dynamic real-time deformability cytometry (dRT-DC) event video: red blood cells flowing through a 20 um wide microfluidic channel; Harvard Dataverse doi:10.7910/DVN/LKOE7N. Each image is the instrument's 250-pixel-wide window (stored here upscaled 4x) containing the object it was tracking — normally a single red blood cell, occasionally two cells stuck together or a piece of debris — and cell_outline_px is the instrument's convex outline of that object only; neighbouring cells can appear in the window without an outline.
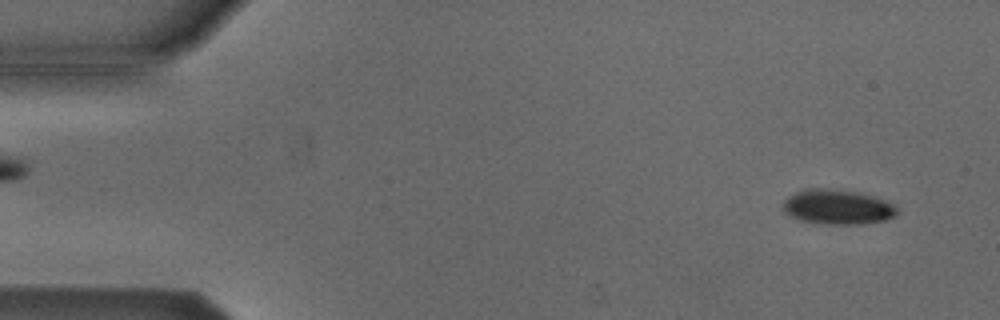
{"species": "Egyptian fruit bat (a non-hibernating species)", "species_latin": "Rousettus aegyptiacus", "temperature_condition": "cold", "stored_images_in_passage": 15, "camera_frame_rate_fps": 3000, "um_per_image_px": 0.085, "animal": {"sex": "male"}, "frame": {"image": 1, "passage_image": 3, "time_ms": 0.667, "image_size_px": [1000, 320], "cell_outline_px": [[900, 212], [896, 216], [884, 220], [864, 224], [820, 224], [800, 220], [784, 212], [784, 200], [788, 196], [796, 192], [808, 188], [832, 188], [856, 192], [872, 196], [884, 200], [892, 204]], "centroid_in_image_um": [71.19, 17.6], "position_along_channel_um": 13.8, "area_um2": 23.18}}
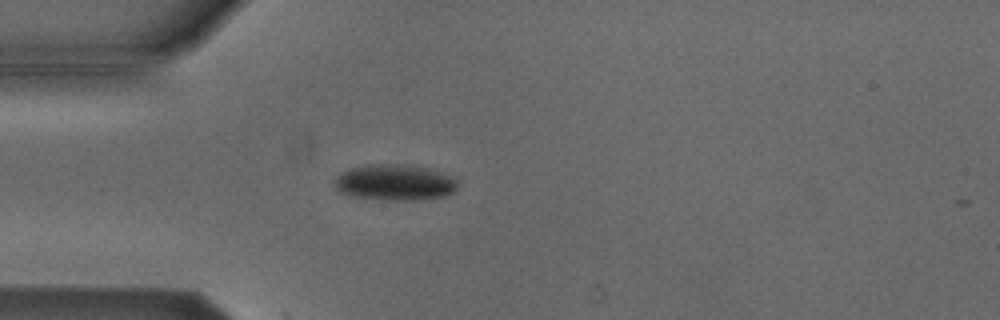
{"frame": {"image": 2, "passage_image": 14, "time_ms": 4.333, "image_size_px": [1000, 320], "cell_outline_px": [[460, 184], [456, 192], [448, 196], [412, 200], [380, 200], [348, 196], [340, 192], [336, 188], [332, 180], [340, 172], [348, 168], [368, 164], [396, 164], [428, 168], [456, 176], [460, 180]], "centroid_in_image_um": [33.59, 15.51], "position_along_channel_um": 51.4, "area_um2": 26.7}}